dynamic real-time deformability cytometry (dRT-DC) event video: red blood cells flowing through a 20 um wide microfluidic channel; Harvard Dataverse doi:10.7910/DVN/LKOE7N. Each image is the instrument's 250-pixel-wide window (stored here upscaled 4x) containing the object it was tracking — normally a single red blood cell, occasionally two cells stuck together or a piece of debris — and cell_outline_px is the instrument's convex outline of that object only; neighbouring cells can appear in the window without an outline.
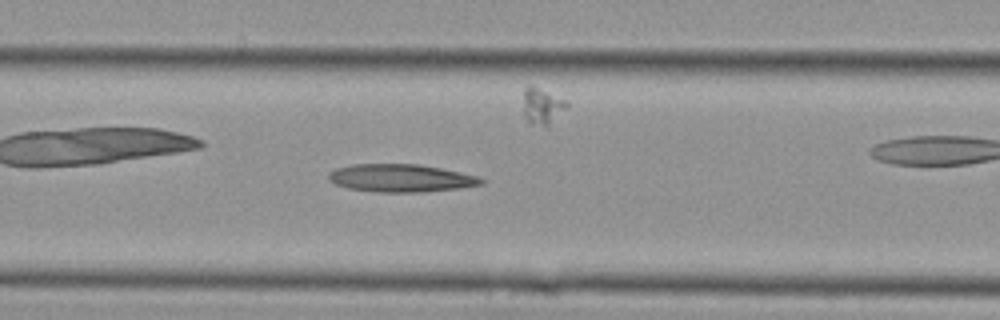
{"species": "Egyptian fruit bat (a non-hibernating species)", "species_latin": "Rousettus aegyptiacus", "temperature_condition": "cold", "stored_images_in_passage": 29, "camera_frame_rate_fps": 3000, "um_per_image_px": 0.085, "animal": {"sex": "female"}, "frame": {"image": 1, "passage_image": 13, "time_ms": 4.0, "image_size_px": [1000, 320], "cell_outline_px": [[484, 184], [460, 188], [424, 192], [380, 192], [348, 188], [336, 184], [328, 180], [328, 172], [336, 168], [352, 164], [420, 164], [480, 176], [484, 180]], "centroid_in_image_um": [34.09, 15.13], "position_along_channel_um": 173.3, "area_um2": 24.85}}